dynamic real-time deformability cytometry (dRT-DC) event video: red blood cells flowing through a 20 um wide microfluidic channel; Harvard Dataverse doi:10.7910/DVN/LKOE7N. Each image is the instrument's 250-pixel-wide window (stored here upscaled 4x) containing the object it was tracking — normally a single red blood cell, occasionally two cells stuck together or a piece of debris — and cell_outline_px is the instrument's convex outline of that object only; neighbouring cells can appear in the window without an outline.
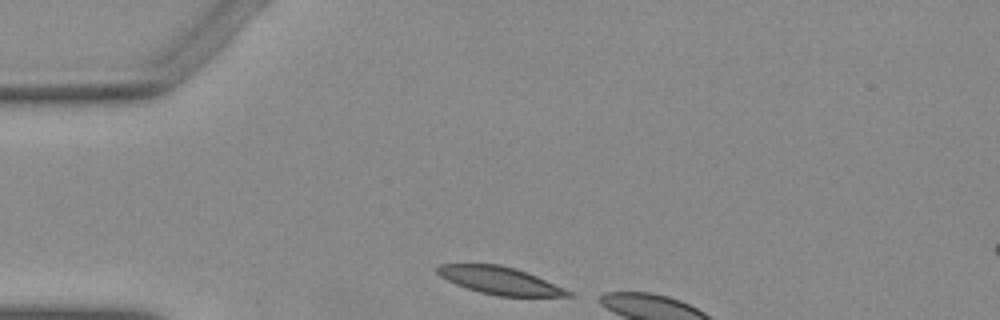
{"species": "Egyptian fruit bat (a non-hibernating species)", "species_latin": "Rousettus aegyptiacus", "temperature_condition": "warm", "stored_images_in_passage": 4, "camera_frame_rate_fps": 3000, "um_per_image_px": 0.085, "animal": {"sex": "female"}, "frame": {"image": 1, "passage_image": 1, "time_ms": 0.0, "image_size_px": [1000, 320], "cell_outline_px": [[572, 296], [500, 296], [480, 292], [456, 284], [440, 276], [436, 272], [436, 268], [440, 264], [500, 264], [516, 268], [528, 272], [564, 288], [572, 292]], "centroid_in_image_um": [42.49, 23.83], "position_along_channel_um": 42.5, "area_um2": 20.81}}